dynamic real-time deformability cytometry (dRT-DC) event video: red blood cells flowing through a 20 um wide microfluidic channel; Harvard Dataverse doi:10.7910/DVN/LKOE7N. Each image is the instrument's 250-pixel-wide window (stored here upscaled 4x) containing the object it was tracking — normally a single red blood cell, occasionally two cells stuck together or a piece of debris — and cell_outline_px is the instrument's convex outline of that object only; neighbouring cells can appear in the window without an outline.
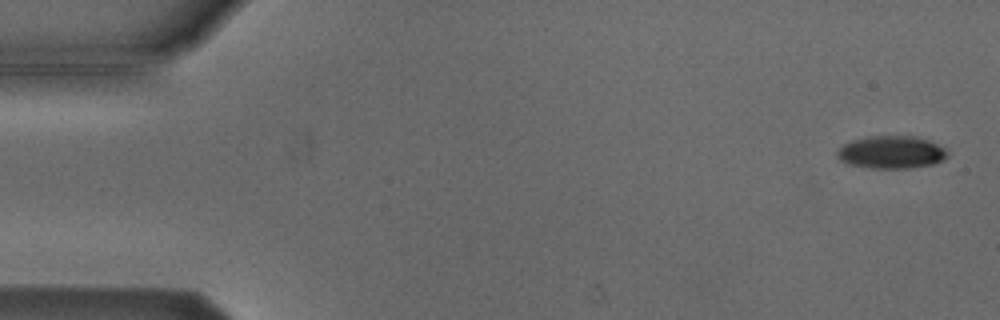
{"species": "Egyptian fruit bat (a non-hibernating species)", "species_latin": "Rousettus aegyptiacus", "temperature_condition": "cold", "stored_images_in_passage": 11, "camera_frame_rate_fps": 3000, "um_per_image_px": 0.085, "animal": {"sex": "male"}, "frame": {"image": 1, "passage_image": 1, "time_ms": 0.0, "image_size_px": [1000, 320], "cell_outline_px": [[948, 156], [944, 160], [932, 164], [908, 168], [872, 168], [848, 164], [840, 160], [836, 156], [836, 152], [844, 144], [852, 140], [868, 136], [912, 136], [928, 140], [944, 148], [948, 152]], "centroid_in_image_um": [75.75, 12.94], "position_along_channel_um": 9.2, "area_um2": 20.92}}